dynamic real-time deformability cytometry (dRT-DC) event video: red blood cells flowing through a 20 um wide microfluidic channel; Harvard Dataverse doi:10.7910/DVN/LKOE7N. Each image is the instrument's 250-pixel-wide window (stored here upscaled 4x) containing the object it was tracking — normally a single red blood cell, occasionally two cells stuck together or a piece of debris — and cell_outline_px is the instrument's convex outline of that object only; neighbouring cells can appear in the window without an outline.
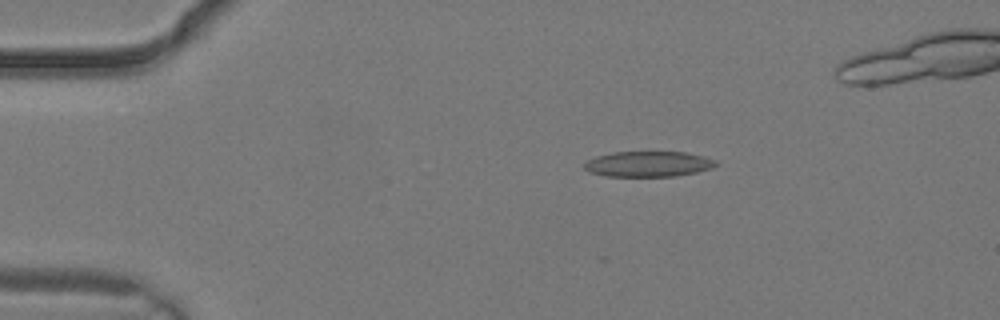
{"species": "common noctule bat (a hibernating species)", "species_latin": "Nyctalus noctula", "temperature_condition": "warm", "stored_images_in_passage": 4, "camera_frame_rate_fps": 3000, "um_per_image_px": 0.085, "animal": {"sex": "male", "body_mass_g": 19.2, "forearm_length_mm": 51.8}, "frame": {"image": 1, "passage_image": 2, "time_ms": 0.333, "image_size_px": [1000, 320], "cell_outline_px": [[720, 164], [712, 168], [696, 172], [676, 176], [604, 176], [588, 172], [584, 168], [584, 164], [588, 160], [596, 156], [612, 152], [688, 152], [704, 156], [716, 160]], "centroid_in_image_um": [55.13, 13.94], "position_along_channel_um": 29.9, "area_um2": 19.71}}